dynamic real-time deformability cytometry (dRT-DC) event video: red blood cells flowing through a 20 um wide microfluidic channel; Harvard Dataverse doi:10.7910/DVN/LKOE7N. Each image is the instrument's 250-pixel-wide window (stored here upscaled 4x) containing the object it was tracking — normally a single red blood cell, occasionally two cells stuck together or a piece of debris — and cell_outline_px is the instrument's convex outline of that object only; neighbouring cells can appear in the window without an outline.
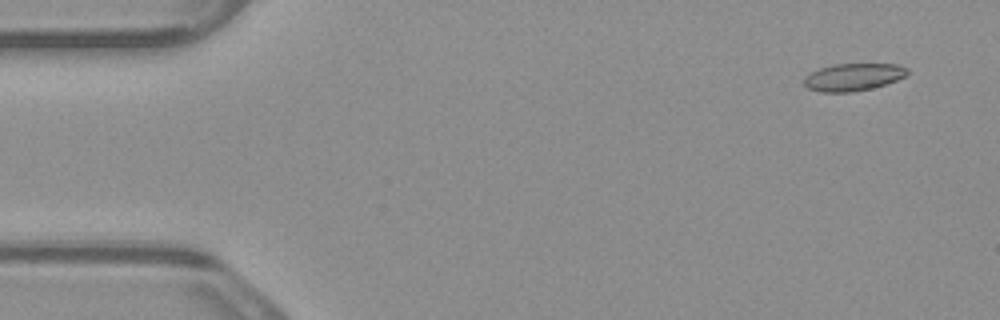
{"species": "common noctule bat (a hibernating species)", "species_latin": "Nyctalus noctula", "temperature_condition": "warm", "stored_images_in_passage": 5, "camera_frame_rate_fps": 3000, "um_per_image_px": 0.085, "animal": {"sex": "male", "body_mass_g": 23.1, "forearm_length_mm": 52.7}, "frame": {"image": 1, "passage_image": 1, "time_ms": 0.0, "image_size_px": [1000, 320], "cell_outline_px": [[908, 72], [904, 76], [896, 80], [872, 88], [852, 92], [820, 92], [808, 88], [804, 84], [804, 76], [820, 68], [832, 64], [900, 64], [908, 68]], "centroid_in_image_um": [72.51, 6.54], "position_along_channel_um": 12.5, "area_um2": 16.47}}
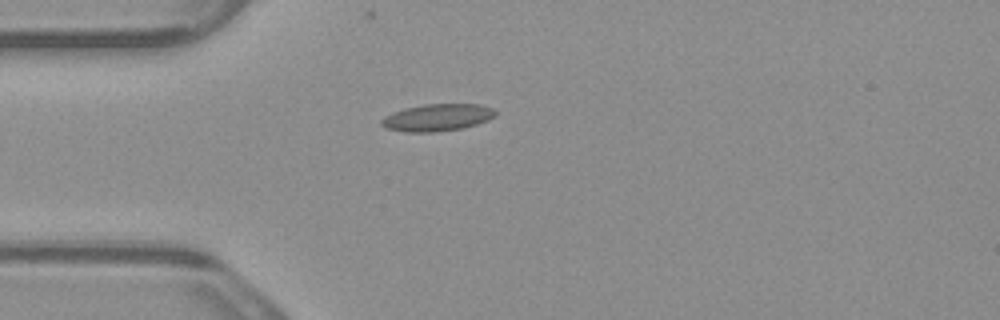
{"frame": {"image": 2, "passage_image": 4, "time_ms": 1.0, "image_size_px": [1000, 320], "cell_outline_px": [[496, 116], [488, 120], [464, 128], [436, 132], [404, 132], [384, 128], [380, 124], [380, 120], [384, 116], [392, 112], [404, 108], [424, 104], [480, 104], [492, 108], [496, 112]], "centroid_in_image_um": [37.14, 9.99], "position_along_channel_um": 47.9, "area_um2": 18.26}}